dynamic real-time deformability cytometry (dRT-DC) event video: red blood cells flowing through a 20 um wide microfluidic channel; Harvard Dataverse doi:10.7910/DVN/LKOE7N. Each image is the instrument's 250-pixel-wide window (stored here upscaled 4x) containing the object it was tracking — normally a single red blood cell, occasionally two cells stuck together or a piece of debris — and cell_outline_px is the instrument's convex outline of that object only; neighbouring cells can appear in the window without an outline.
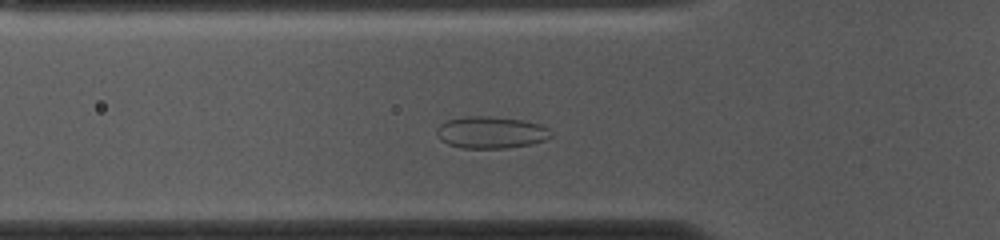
{"species": "common noctule bat (a hibernating species)", "species_latin": "Nyctalus noctula", "temperature_condition": "cold", "stored_images_in_passage": 42, "camera_frame_rate_fps": 3000, "um_per_image_px": 0.085, "animal": {"sex": "female", "body_mass_g": 10.0, "forearm_length_mm": 53.1}, "frame": {"image": 1, "passage_image": 13, "time_ms": 4.0, "image_size_px": [1000, 240], "cell_outline_px": [[552, 136], [544, 140], [532, 144], [508, 148], [460, 148], [448, 144], [440, 140], [436, 132], [436, 128], [440, 124], [448, 120], [468, 116], [488, 116], [520, 120], [540, 124], [548, 128], [552, 132]], "centroid_in_image_um": [41.72, 11.26], "position_along_channel_um": 84.1, "area_um2": 21.27}}
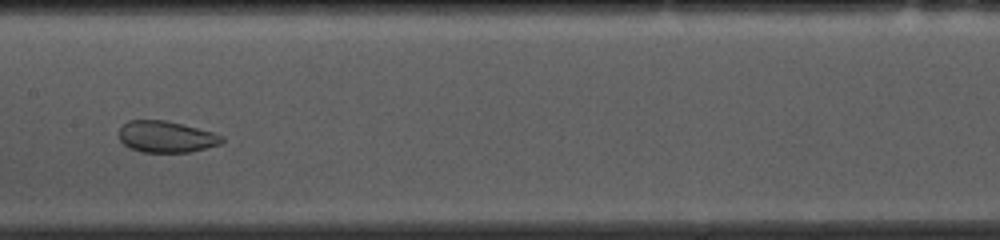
{"frame": {"image": 2, "passage_image": 22, "time_ms": 7.0, "image_size_px": [1000, 240], "cell_outline_px": [[224, 140], [220, 144], [188, 152], [144, 152], [128, 148], [120, 140], [120, 128], [128, 120], [168, 120], [212, 132], [224, 136]], "centroid_in_image_um": [14.12, 11.62], "position_along_channel_um": 193.3, "area_um2": 18.79}}
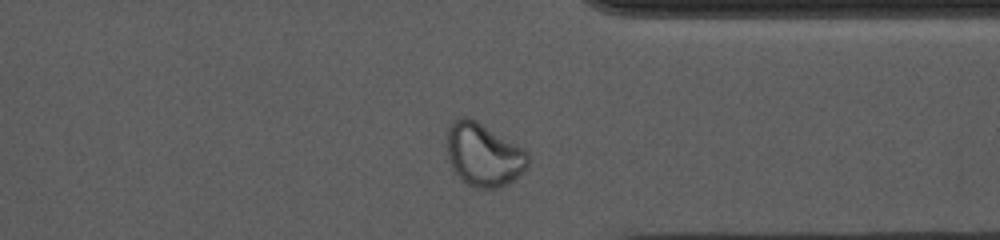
{"frame": {"image": 3, "passage_image": 37, "time_ms": 12.0, "image_size_px": [1000, 240], "cell_outline_px": [[528, 164], [508, 184], [496, 188], [476, 188], [468, 184], [452, 168], [448, 156], [444, 132], [448, 124], [456, 116], [468, 116], [476, 120], [524, 148], [528, 152]], "centroid_in_image_um": [41.04, 13.08], "position_along_channel_um": 370.4, "area_um2": 30.06}}